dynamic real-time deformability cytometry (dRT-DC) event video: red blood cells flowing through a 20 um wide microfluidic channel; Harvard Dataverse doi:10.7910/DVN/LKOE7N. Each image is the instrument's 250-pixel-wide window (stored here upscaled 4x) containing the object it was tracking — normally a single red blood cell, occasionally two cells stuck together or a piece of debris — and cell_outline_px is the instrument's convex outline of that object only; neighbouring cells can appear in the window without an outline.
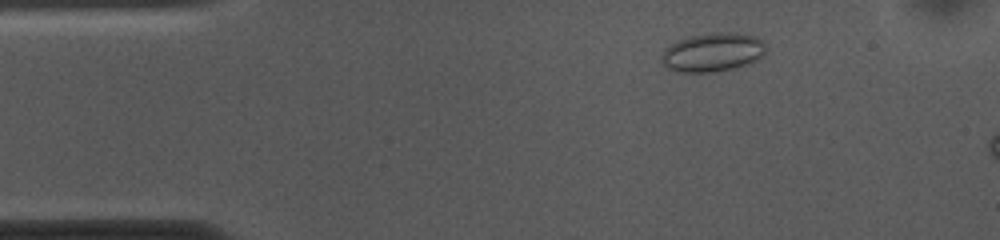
{"species": "common noctule bat (a hibernating species)", "species_latin": "Nyctalus noctula", "temperature_condition": "cold", "stored_images_in_passage": 7, "camera_frame_rate_fps": 3000, "um_per_image_px": 0.085, "animal": {"sex": "female", "body_mass_g": 10.0, "forearm_length_mm": 53.1}, "frame": {"image": 1, "passage_image": 1, "time_ms": 0.0, "image_size_px": [1000, 240], "cell_outline_px": [[768, 48], [764, 56], [756, 60], [732, 68], [712, 72], [680, 72], [664, 68], [660, 60], [664, 48], [676, 40], [688, 36], [712, 32], [736, 32], [756, 36], [764, 40]], "centroid_in_image_um": [60.57, 4.42], "position_along_channel_um": 24.4, "area_um2": 24.16}}